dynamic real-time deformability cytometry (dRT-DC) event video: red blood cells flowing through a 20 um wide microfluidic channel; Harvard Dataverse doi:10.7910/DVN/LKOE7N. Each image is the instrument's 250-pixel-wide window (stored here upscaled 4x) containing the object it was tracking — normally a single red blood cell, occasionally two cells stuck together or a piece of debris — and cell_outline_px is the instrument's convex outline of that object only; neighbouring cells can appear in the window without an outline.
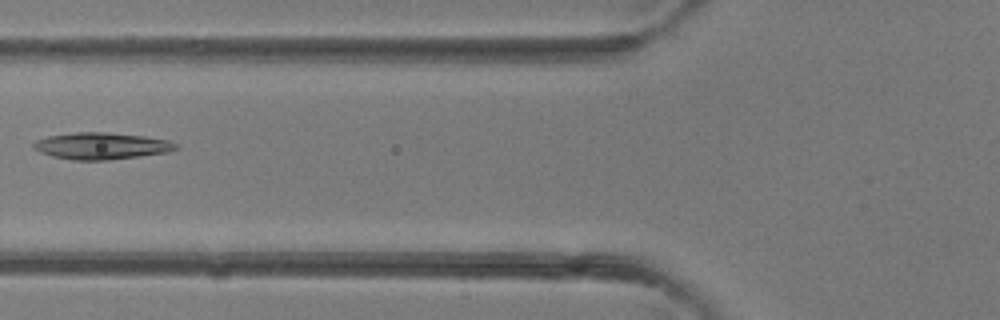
{"species": "common noctule bat (a hibernating species)", "species_latin": "Nyctalus noctula", "temperature_condition": "room temperature", "stored_images_in_passage": 38, "camera_frame_rate_fps": 3000, "um_per_image_px": 0.085, "animal": {"sex": "female"}, "frame": {"image": 1, "passage_image": 15, "time_ms": 4.667, "image_size_px": [1000, 320], "cell_outline_px": [[180, 148], [168, 152], [140, 156], [108, 160], [72, 160], [52, 156], [40, 152], [32, 148], [32, 144], [36, 140], [48, 136], [76, 132], [108, 132], [144, 136], [168, 140], [176, 144]], "centroid_in_image_um": [8.61, 12.4], "position_along_channel_um": 117.2, "area_um2": 22.25}}
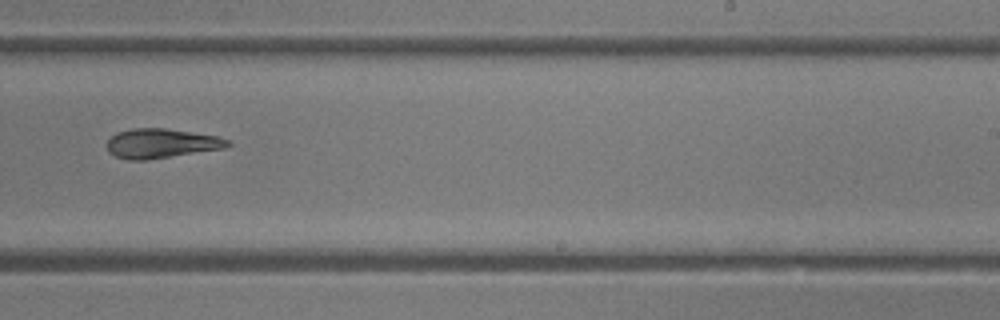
{"frame": {"image": 2, "passage_image": 24, "time_ms": 7.667, "image_size_px": [1000, 320], "cell_outline_px": [[232, 144], [228, 148], [148, 160], [128, 160], [116, 156], [108, 152], [108, 140], [116, 132], [132, 128], [164, 128], [220, 136], [232, 140]], "centroid_in_image_um": [13.78, 12.19], "position_along_channel_um": 275.2, "area_um2": 21.1}}
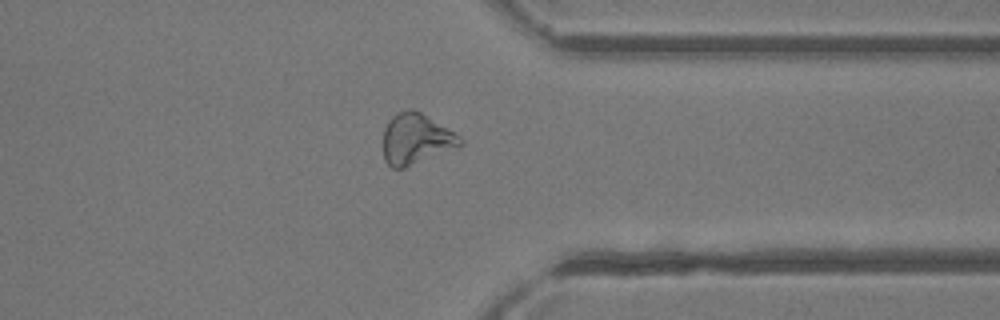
{"frame": {"image": 3, "passage_image": 30, "time_ms": 9.667, "image_size_px": [1000, 320], "cell_outline_px": [[464, 144], [404, 168], [392, 168], [384, 160], [384, 128], [388, 120], [392, 116], [408, 108], [412, 108], [420, 112], [460, 136], [464, 140]], "centroid_in_image_um": [35.34, 11.81], "position_along_channel_um": 376.1, "area_um2": 22.43}}